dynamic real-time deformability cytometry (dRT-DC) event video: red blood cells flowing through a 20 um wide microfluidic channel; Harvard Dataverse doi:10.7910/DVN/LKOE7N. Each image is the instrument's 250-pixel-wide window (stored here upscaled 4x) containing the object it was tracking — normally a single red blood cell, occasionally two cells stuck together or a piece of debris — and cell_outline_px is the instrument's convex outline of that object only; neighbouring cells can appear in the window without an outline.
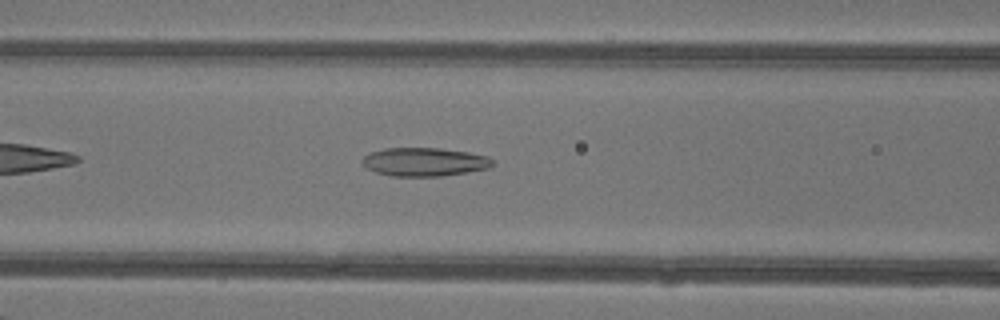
{"species": "common noctule bat (a hibernating species)", "species_latin": "Nyctalus noctula", "temperature_condition": "warm", "stored_images_in_passage": 31, "camera_frame_rate_fps": 3000, "um_per_image_px": 0.085, "animal": {"sex": "female"}, "frame": {"image": 1, "passage_image": 8, "time_ms": 2.333, "image_size_px": [1000, 320], "cell_outline_px": [[496, 164], [488, 168], [440, 176], [392, 176], [376, 172], [368, 168], [360, 160], [364, 156], [372, 152], [384, 148], [440, 148], [468, 152], [488, 156]], "centroid_in_image_um": [36.08, 13.75], "position_along_channel_um": 130.5, "area_um2": 21.5}}
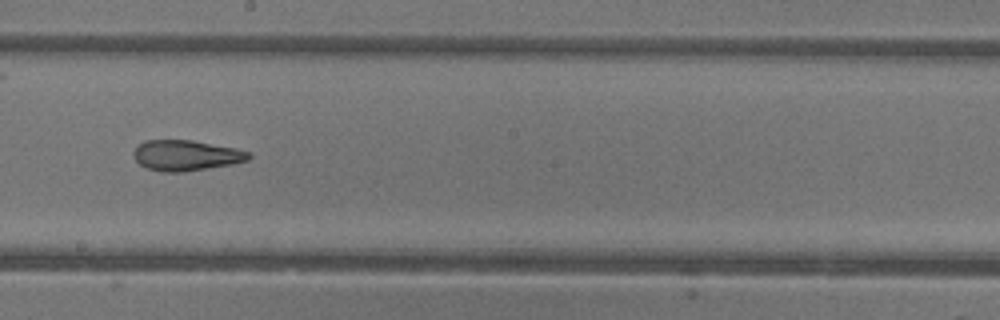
{"frame": {"image": 2, "passage_image": 15, "time_ms": 4.667, "image_size_px": [1000, 320], "cell_outline_px": [[252, 156], [248, 160], [232, 164], [180, 172], [160, 172], [148, 168], [140, 164], [132, 156], [132, 152], [144, 140], [192, 140], [236, 148], [252, 152]], "centroid_in_image_um": [15.82, 13.2], "position_along_channel_um": 232.4, "area_um2": 20.52}}
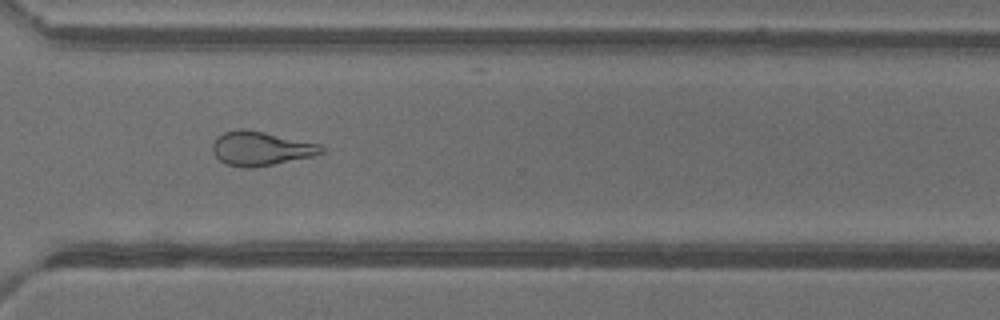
{"frame": {"image": 3, "passage_image": 23, "time_ms": 7.333, "image_size_px": [1000, 320], "cell_outline_px": [[324, 152], [312, 156], [252, 168], [244, 168], [224, 164], [212, 152], [212, 144], [224, 132], [240, 128], [244, 128], [264, 132], [320, 144], [324, 148]], "centroid_in_image_um": [22.15, 12.62], "position_along_channel_um": 348.5, "area_um2": 21.44}, "authors_computed_cell_mechanics": {"area_um2": 21.5016, "velocity_mm_per_s": 4.3673, "shape_relaxation_time_tau1_ms": null, "shape_relaxation_time_tau2_ms": 1.9811, "deformation_change_tau1": null, "deformation_change_tau2": 0.1095}}